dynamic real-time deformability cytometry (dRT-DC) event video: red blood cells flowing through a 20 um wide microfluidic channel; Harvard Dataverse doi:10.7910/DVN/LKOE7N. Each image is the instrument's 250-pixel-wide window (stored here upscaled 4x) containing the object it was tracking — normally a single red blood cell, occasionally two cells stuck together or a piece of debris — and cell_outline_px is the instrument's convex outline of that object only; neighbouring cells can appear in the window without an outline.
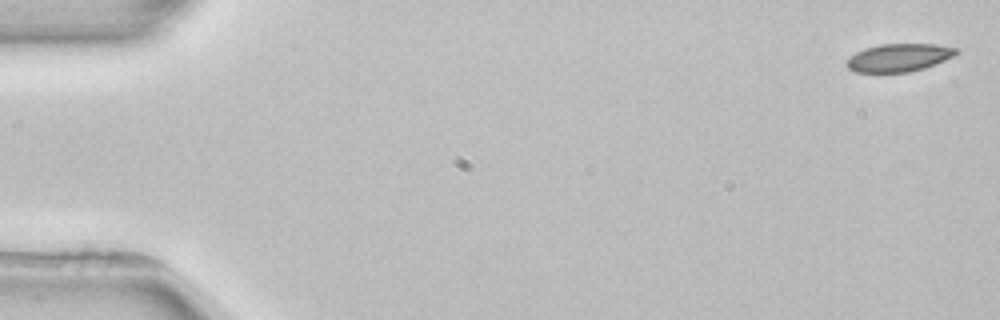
{"species": "common noctule bat (a hibernating species)", "species_latin": "Nyctalus noctula", "temperature_condition": "room temperature", "stored_images_in_passage": 3, "camera_frame_rate_fps": 3000, "um_per_image_px": 0.085, "animal": {"sex": "female", "body_mass_g": 22.7, "forearm_length_mm": 54.2}, "frame": {"image": 1, "passage_image": 1, "time_ms": 0.0, "image_size_px": [1000, 320], "cell_outline_px": [[960, 52], [944, 60], [924, 68], [908, 72], [856, 72], [848, 68], [848, 60], [856, 52], [864, 48], [880, 44], [936, 44], [960, 48]], "centroid_in_image_um": [76.45, 4.88], "position_along_channel_um": 8.5, "area_um2": 17.69}}
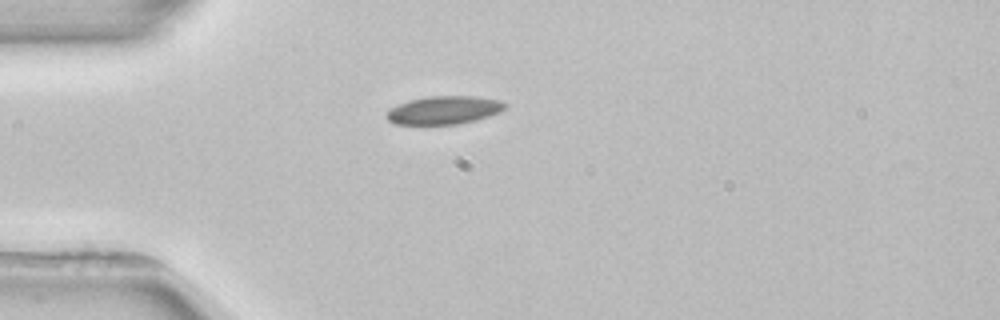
{"frame": {"image": 2, "passage_image": 3, "time_ms": 4.333, "image_size_px": [1000, 320], "cell_outline_px": [[508, 104], [500, 112], [476, 120], [456, 124], [392, 124], [384, 116], [388, 108], [412, 100], [428, 96], [476, 96], [500, 100]], "centroid_in_image_um": [37.72, 9.36], "position_along_channel_um": 47.3, "area_um2": 19.48}}